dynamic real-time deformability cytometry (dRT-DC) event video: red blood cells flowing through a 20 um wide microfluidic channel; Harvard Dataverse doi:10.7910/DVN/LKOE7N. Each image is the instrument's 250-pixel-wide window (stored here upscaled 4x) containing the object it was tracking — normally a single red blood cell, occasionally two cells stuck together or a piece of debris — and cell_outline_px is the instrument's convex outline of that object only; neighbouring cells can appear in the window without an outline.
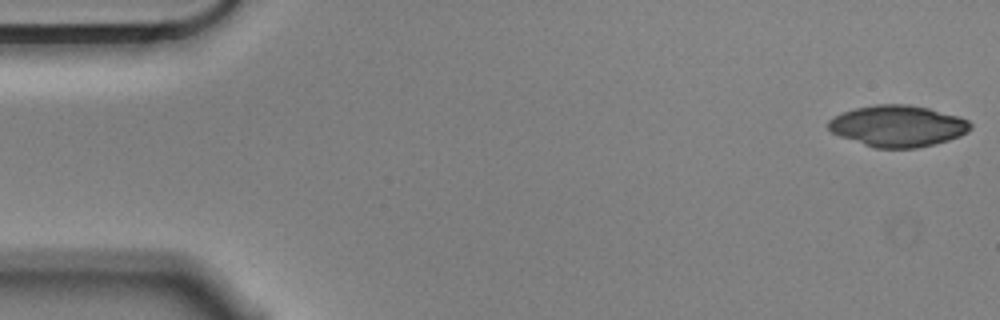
{"species": "Egyptian fruit bat (a non-hibernating species)", "species_latin": "Rousettus aegyptiacus", "temperature_condition": "cold", "stored_images_in_passage": 55, "camera_frame_rate_fps": 3000, "um_per_image_px": 0.085, "animal": {"sex": "male"}, "frame": {"image": 1, "passage_image": 1, "time_ms": 0.0, "image_size_px": [1000, 320], "cell_outline_px": [[972, 128], [968, 132], [960, 136], [948, 140], [916, 148], [876, 148], [840, 136], [832, 132], [828, 128], [828, 120], [844, 112], [856, 108], [876, 104], [908, 104], [928, 108], [956, 116], [968, 120], [972, 124]], "centroid_in_image_um": [76.33, 10.71], "position_along_channel_um": 8.7, "area_um2": 33.93}}